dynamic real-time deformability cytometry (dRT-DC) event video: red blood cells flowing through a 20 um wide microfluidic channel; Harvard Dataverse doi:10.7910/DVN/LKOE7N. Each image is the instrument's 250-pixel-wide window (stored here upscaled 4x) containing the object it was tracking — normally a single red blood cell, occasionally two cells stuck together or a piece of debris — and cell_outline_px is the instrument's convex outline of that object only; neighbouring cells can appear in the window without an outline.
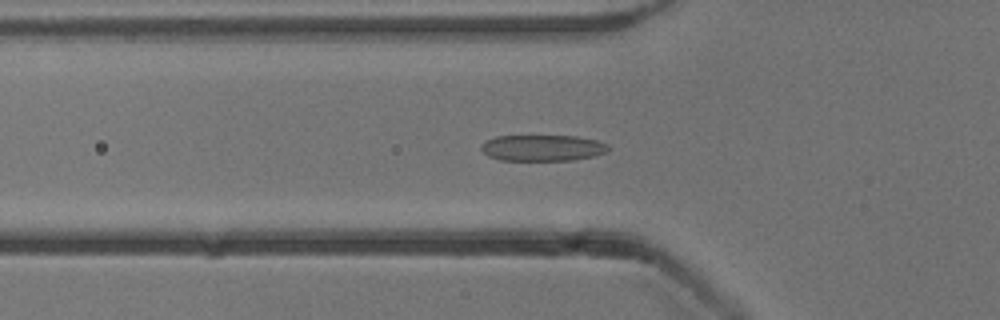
{"species": "common noctule bat (a hibernating species)", "species_latin": "Nyctalus noctula", "temperature_condition": "cold", "stored_images_in_passage": 48, "camera_frame_rate_fps": 3000, "um_per_image_px": 0.085, "animal": {"sex": "male", "body_mass_g": 13.3}, "frame": {"image": 1, "passage_image": 17, "time_ms": 5.333, "image_size_px": [1000, 320], "cell_outline_px": [[608, 152], [592, 156], [572, 160], [500, 160], [488, 156], [480, 148], [480, 144], [484, 140], [496, 136], [576, 136], [596, 140], [608, 144]], "centroid_in_image_um": [46.08, 12.56], "position_along_channel_um": 79.7, "area_um2": 19.42}}
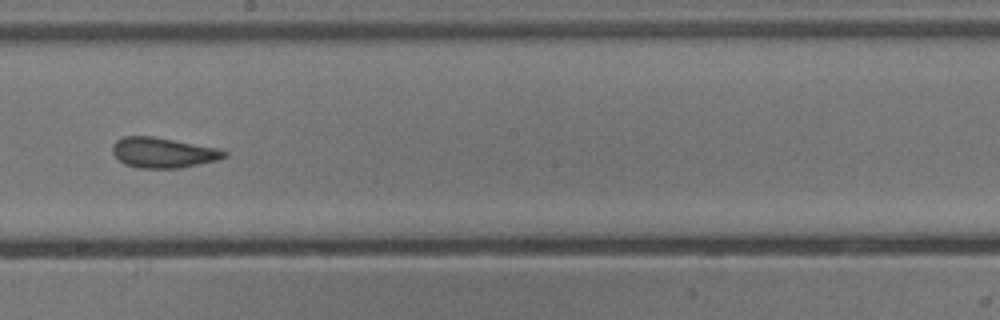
{"frame": {"image": 2, "passage_image": 29, "time_ms": 9.333, "image_size_px": [1000, 320], "cell_outline_px": [[228, 156], [220, 160], [180, 168], [140, 168], [124, 164], [112, 152], [112, 144], [116, 140], [124, 136], [152, 136], [216, 148], [228, 152]], "centroid_in_image_um": [13.87, 12.98], "position_along_channel_um": 234.3, "area_um2": 19.71}}
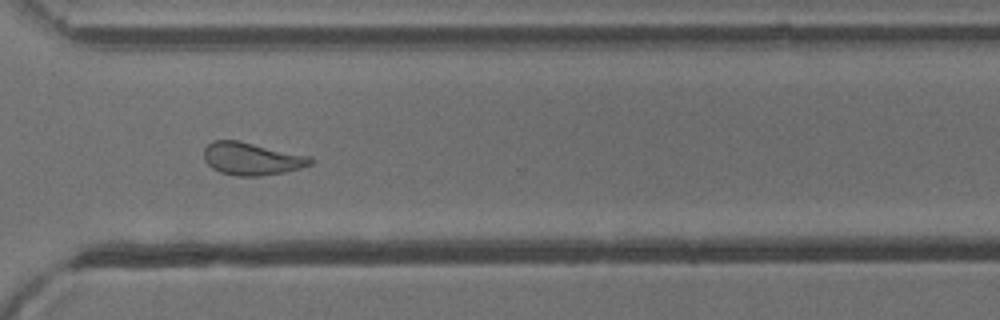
{"frame": {"image": 3, "passage_image": 38, "time_ms": 12.333, "image_size_px": [1000, 320], "cell_outline_px": [[312, 164], [300, 168], [284, 172], [260, 176], [236, 176], [220, 172], [212, 168], [204, 160], [204, 148], [212, 140], [240, 140], [308, 156], [312, 160]], "centroid_in_image_um": [21.35, 13.49], "position_along_channel_um": 349.2, "area_um2": 20.23}, "authors_computed_cell_mechanics": {"area_um2": 20.23, "velocity_mm_per_s": 3.8395, "shape_relaxation_time_tau1_ms": 5.6662, "shape_relaxation_time_tau2_ms": 1.3565, "deformation_change_tau1": 0.159, "deformation_change_tau2": 0.0972}}